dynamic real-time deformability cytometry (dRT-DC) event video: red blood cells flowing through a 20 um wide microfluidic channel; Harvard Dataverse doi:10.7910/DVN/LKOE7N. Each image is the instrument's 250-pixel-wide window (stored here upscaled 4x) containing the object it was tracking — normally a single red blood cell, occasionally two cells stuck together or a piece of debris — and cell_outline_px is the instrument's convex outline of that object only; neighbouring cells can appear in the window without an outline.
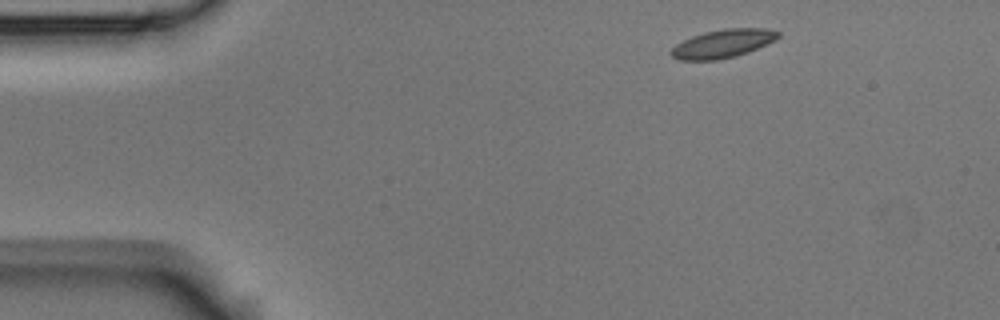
{"species": "Egyptian fruit bat (a non-hibernating species)", "species_latin": "Rousettus aegyptiacus", "temperature_condition": "room temperature", "stored_images_in_passage": 5, "segment_of_instrument_passage": [1, 2], "camera_frame_rate_fps": 3000, "um_per_image_px": 0.085, "animal": {"sex": "male"}, "frame": {"image": 1, "passage_image": 1, "time_ms": 0.0, "image_size_px": [1000, 320], "cell_outline_px": [[780, 36], [776, 40], [748, 52], [716, 60], [680, 60], [672, 56], [668, 52], [676, 44], [692, 36], [704, 32], [724, 28], [768, 28], [780, 32]], "centroid_in_image_um": [61.45, 3.69], "position_along_channel_um": 23.6, "area_um2": 17.69}}